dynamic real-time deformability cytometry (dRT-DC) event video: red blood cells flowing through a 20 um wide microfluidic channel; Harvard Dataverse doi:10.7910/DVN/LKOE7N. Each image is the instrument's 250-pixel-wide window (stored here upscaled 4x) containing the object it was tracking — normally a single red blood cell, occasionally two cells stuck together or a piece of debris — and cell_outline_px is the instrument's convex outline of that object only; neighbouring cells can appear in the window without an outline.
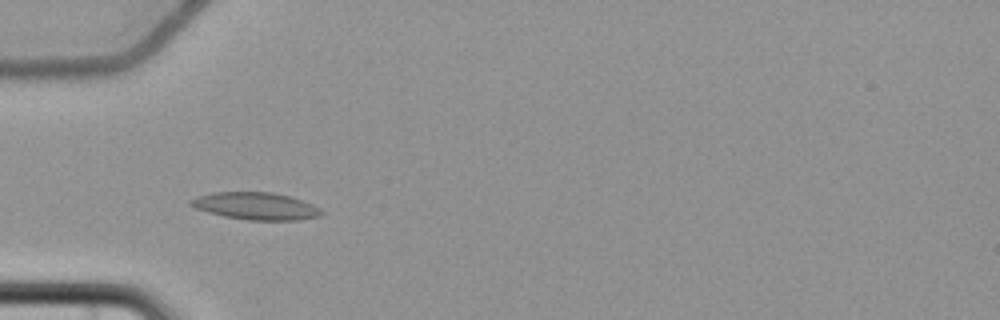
{"species": "common noctule bat (a hibernating species)", "species_latin": "Nyctalus noctula", "temperature_condition": "cold", "stored_images_in_passage": 5, "camera_frame_rate_fps": 3000, "um_per_image_px": 0.085, "animal": {"sex": "female", "body_mass_g": 22.7, "forearm_length_mm": 54.2}, "frame": {"image": 1, "passage_image": 4, "time_ms": 4.333, "image_size_px": [1000, 320], "cell_outline_px": [[324, 212], [320, 216], [300, 220], [248, 220], [224, 216], [208, 212], [196, 208], [188, 204], [188, 200], [196, 196], [216, 192], [272, 192], [288, 196], [312, 204], [320, 208]], "centroid_in_image_um": [21.73, 17.51], "position_along_channel_um": 63.3, "area_um2": 20.75}}
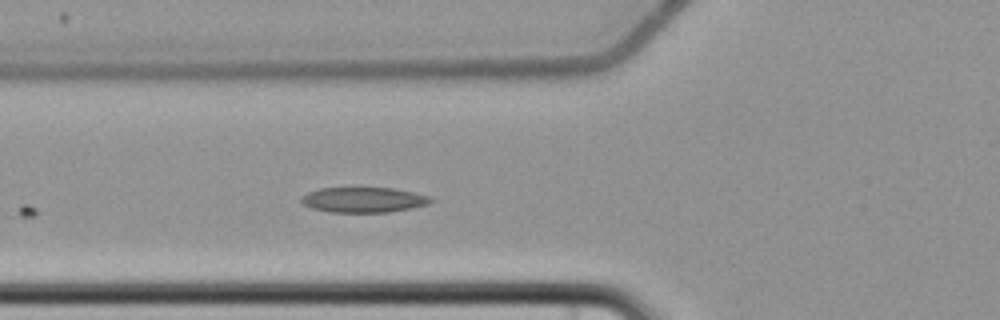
{"frame": {"image": 2, "passage_image": 5, "time_ms": 5.333, "image_size_px": [1000, 320], "cell_outline_px": [[436, 200], [428, 204], [388, 212], [332, 212], [312, 208], [304, 204], [300, 200], [300, 196], [308, 192], [320, 188], [392, 188], [412, 192], [428, 196]], "centroid_in_image_um": [30.88, 16.98], "position_along_channel_um": 94.9, "area_um2": 18.84}}